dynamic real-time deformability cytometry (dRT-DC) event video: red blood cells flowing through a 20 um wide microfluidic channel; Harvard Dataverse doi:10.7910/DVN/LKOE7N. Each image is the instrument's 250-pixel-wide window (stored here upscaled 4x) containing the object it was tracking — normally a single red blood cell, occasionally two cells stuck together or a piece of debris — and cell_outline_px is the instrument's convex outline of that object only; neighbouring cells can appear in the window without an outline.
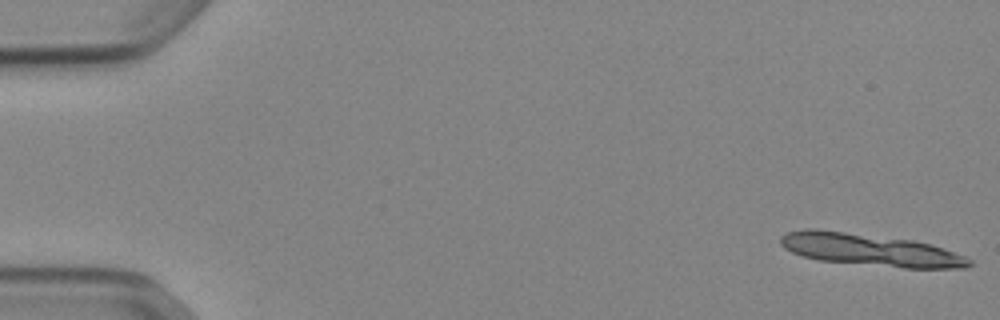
{"species": "Egyptian fruit bat (a non-hibernating species)", "species_latin": "Rousettus aegyptiacus", "temperature_condition": "cold", "stored_images_in_passage": 10, "camera_frame_rate_fps": 3000, "um_per_image_px": 0.085, "animal": {"sex": "female"}, "frame": {"image": 1, "passage_image": 1, "time_ms": 0.0, "image_size_px": [1000, 320], "cell_outline_px": [[972, 264], [968, 268], [904, 268], [820, 260], [800, 256], [784, 248], [780, 244], [780, 236], [788, 232], [804, 228], [812, 228], [912, 240], [932, 244], [964, 256], [972, 260]], "centroid_in_image_um": [73.95, 21.24], "position_along_channel_um": 11.1, "area_um2": 35.32}}